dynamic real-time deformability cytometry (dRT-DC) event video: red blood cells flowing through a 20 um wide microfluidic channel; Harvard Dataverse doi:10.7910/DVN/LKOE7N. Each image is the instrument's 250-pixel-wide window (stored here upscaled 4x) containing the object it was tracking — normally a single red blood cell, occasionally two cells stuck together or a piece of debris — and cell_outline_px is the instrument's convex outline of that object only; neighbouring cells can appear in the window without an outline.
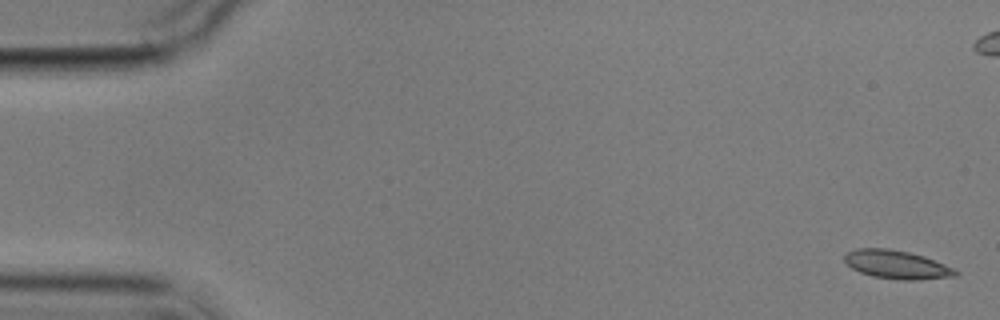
{"species": "common noctule bat (a hibernating species)", "species_latin": "Nyctalus noctula", "temperature_condition": "cold", "stored_images_in_passage": 6, "camera_frame_rate_fps": 3000, "um_per_image_px": 0.085, "animal": {"sex": "male", "body_mass_g": 17.9}, "frame": {"image": 1, "passage_image": 1, "time_ms": 0.0, "image_size_px": [1000, 320], "cell_outline_px": [[960, 272], [956, 276], [920, 280], [900, 280], [872, 276], [860, 272], [852, 268], [844, 260], [844, 256], [848, 252], [856, 248], [888, 248], [908, 252], [924, 256], [956, 268]], "centroid_in_image_um": [76.27, 22.49], "position_along_channel_um": 8.7, "area_um2": 18.55}}
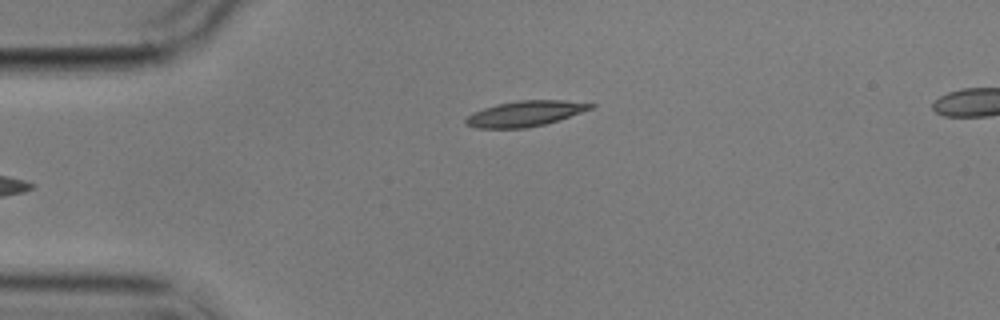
{"frame": {"image": 2, "passage_image": 6, "time_ms": 6.0, "image_size_px": [1000, 320], "cell_outline_px": [[596, 104], [592, 108], [544, 124], [524, 128], [476, 128], [464, 124], [464, 120], [472, 112], [496, 104], [516, 100], [564, 100]], "centroid_in_image_um": [44.56, 9.65], "position_along_channel_um": 40.4, "area_um2": 18.38}}